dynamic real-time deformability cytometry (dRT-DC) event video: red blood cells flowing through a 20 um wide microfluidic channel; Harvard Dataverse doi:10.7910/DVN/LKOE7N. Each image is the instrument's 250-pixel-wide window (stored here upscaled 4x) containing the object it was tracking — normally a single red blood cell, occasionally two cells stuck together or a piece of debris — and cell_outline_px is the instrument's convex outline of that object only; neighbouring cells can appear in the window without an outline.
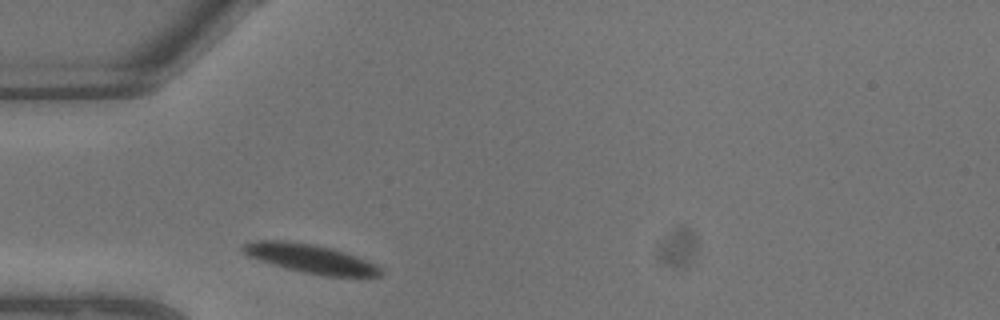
{"species": "common noctule bat (a hibernating species)", "species_latin": "Nyctalus noctula", "temperature_condition": "warm", "stored_images_in_passage": 1, "camera_frame_rate_fps": 3000, "um_per_image_px": 0.085, "animal": {"sex": "male", "body_mass_g": 13.3}, "frame": {"image": 1, "passage_image": 1, "time_ms": 0.0, "image_size_px": [1000, 320], "cell_outline_px": [[384, 272], [380, 276], [364, 280], [324, 276], [304, 272], [272, 264], [248, 256], [240, 252], [240, 248], [244, 244], [256, 240], [280, 240], [312, 244], [332, 248], [368, 260], [384, 268]], "centroid_in_image_um": [26.54, 22.03], "position_along_channel_um": 58.5, "area_um2": 23.93}}